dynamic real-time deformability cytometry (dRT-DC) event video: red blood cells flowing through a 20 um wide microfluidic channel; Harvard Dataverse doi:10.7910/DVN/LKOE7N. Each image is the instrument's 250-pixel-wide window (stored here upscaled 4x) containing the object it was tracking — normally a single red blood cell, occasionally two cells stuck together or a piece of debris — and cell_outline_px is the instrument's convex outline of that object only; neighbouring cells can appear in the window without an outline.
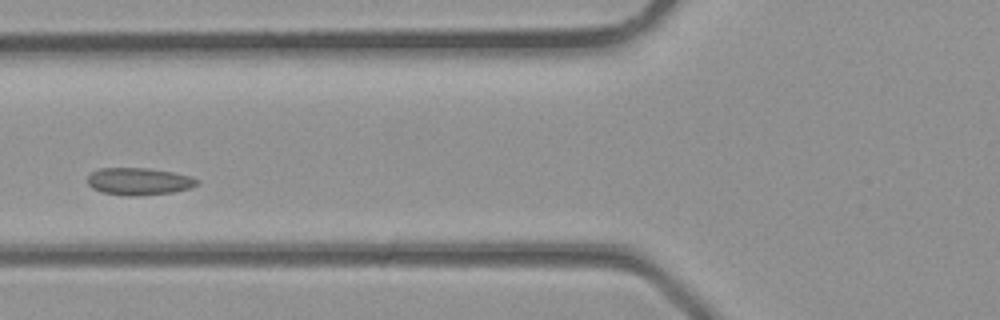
{"species": "common noctule bat (a hibernating species)", "species_latin": "Nyctalus noctula", "temperature_condition": "room temperature", "stored_images_in_passage": 3, "camera_frame_rate_fps": 3000, "um_per_image_px": 0.085, "animal": {"sex": "male", "body_mass_g": 23.1, "forearm_length_mm": 52.7}, "frame": {"image": 1, "passage_image": 3, "time_ms": 0.667, "image_size_px": [1000, 320], "cell_outline_px": [[200, 184], [192, 188], [172, 192], [136, 196], [128, 196], [100, 192], [92, 188], [88, 184], [88, 176], [92, 172], [100, 168], [148, 168], [172, 172], [192, 176], [200, 180]], "centroid_in_image_um": [11.84, 15.42], "position_along_channel_um": 114.0, "area_um2": 17.57}}